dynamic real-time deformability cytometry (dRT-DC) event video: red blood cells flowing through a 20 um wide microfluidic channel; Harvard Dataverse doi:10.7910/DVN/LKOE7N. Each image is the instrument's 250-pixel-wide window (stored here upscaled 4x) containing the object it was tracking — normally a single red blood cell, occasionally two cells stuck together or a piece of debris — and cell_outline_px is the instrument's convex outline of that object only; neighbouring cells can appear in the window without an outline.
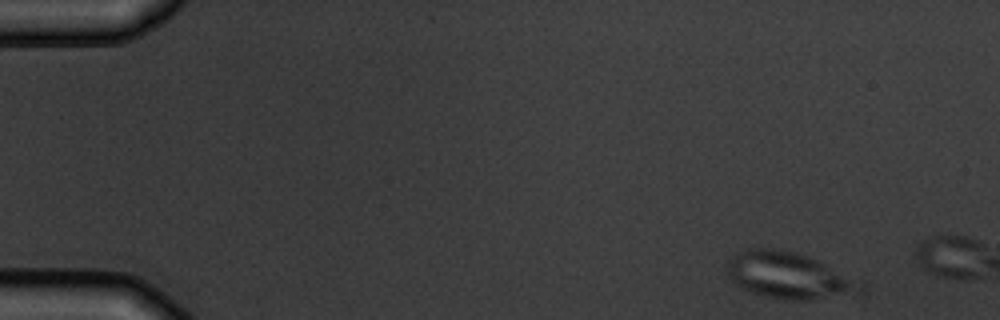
{"species": "common noctule bat (a hibernating species)", "species_latin": "Nyctalus noctula", "temperature_condition": "warm", "stored_images_in_passage": 3, "camera_frame_rate_fps": 3000, "um_per_image_px": 0.085, "animal": {"sex": "male", "body_mass_g": 19.5, "forearm_length_mm": 54.6}, "frame": {"image": 1, "passage_image": 1, "time_ms": 0.0, "image_size_px": [1000, 320], "cell_outline_px": [[844, 288], [836, 292], [808, 300], [784, 300], [764, 296], [740, 288], [728, 276], [724, 264], [736, 252], [748, 248], [772, 248], [792, 252], [808, 256], [824, 264], [844, 280]], "centroid_in_image_um": [66.47, 23.33], "position_along_channel_um": 18.5, "area_um2": 32.71}}